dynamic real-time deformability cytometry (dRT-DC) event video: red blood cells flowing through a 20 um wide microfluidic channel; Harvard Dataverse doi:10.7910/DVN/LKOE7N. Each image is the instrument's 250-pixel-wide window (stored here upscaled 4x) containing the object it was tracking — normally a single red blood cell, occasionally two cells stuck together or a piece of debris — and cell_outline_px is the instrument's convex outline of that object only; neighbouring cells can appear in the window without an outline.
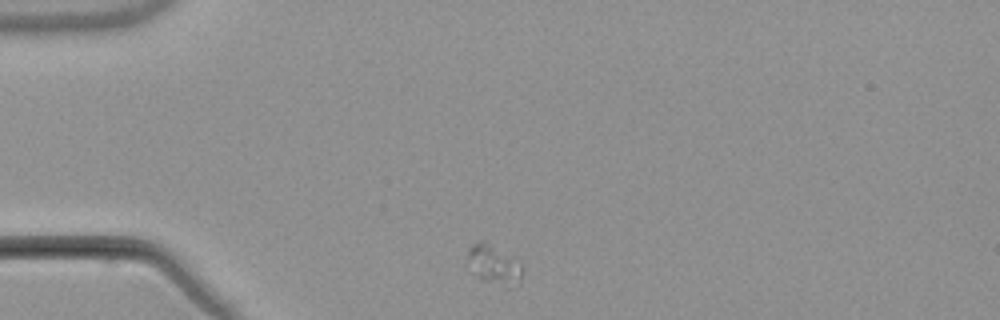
{"species": "common noctule bat (a hibernating species)", "species_latin": "Nyctalus noctula", "temperature_condition": "warm", "stored_images_in_passage": 1, "camera_frame_rate_fps": 3000, "um_per_image_px": 0.085, "animal": {"sex": "male", "body_mass_g": 21.5, "forearm_length_mm": 52.0}, "frame": {"image": 1, "passage_image": 1, "time_ms": 0.0, "image_size_px": [1000, 320], "cell_outline_px": [[524, 272], [520, 280], [508, 288], [504, 288], [480, 280], [468, 256], [468, 248], [472, 244], [480, 240], [484, 240], [520, 260], [524, 268]], "centroid_in_image_um": [42.08, 22.5], "position_along_channel_um": 42.9, "area_um2": 12.72}}